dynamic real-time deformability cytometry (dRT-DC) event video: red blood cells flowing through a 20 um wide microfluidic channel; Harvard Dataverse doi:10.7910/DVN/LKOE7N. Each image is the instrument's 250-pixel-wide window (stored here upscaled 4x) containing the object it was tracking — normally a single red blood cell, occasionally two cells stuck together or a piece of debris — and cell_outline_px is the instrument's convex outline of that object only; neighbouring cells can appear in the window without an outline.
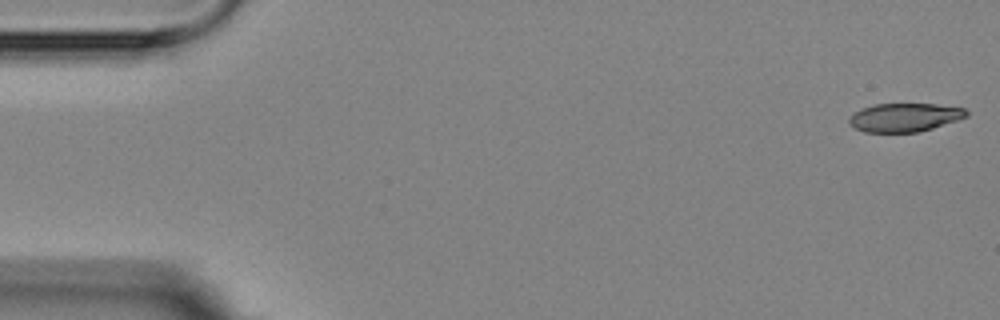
{"species": "Egyptian fruit bat (a non-hibernating species)", "species_latin": "Rousettus aegyptiacus", "temperature_condition": "room temperature", "stored_images_in_passage": 4, "camera_frame_rate_fps": 3000, "um_per_image_px": 0.085, "animal": {"sex": "female"}, "frame": {"image": 1, "passage_image": 1, "time_ms": 0.0, "image_size_px": [1000, 320], "cell_outline_px": [[968, 116], [920, 132], [864, 132], [848, 124], [848, 120], [860, 108], [872, 104], [936, 104], [964, 108], [968, 112]], "centroid_in_image_um": [76.87, 9.97], "position_along_channel_um": 8.1, "area_um2": 19.42}}
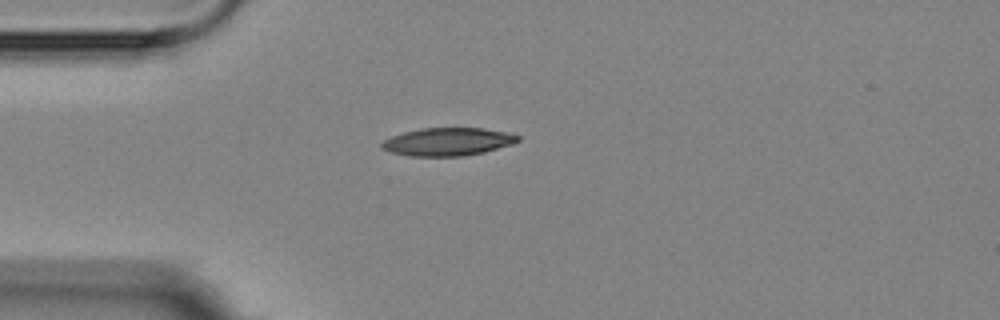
{"frame": {"image": 2, "passage_image": 4, "time_ms": 4.333, "image_size_px": [1000, 320], "cell_outline_px": [[520, 140], [512, 144], [484, 152], [464, 156], [408, 156], [392, 152], [380, 148], [380, 144], [384, 140], [392, 136], [404, 132], [420, 128], [484, 128], [504, 132], [520, 136]], "centroid_in_image_um": [38.04, 12.05], "position_along_channel_um": 47.0, "area_um2": 22.14}}